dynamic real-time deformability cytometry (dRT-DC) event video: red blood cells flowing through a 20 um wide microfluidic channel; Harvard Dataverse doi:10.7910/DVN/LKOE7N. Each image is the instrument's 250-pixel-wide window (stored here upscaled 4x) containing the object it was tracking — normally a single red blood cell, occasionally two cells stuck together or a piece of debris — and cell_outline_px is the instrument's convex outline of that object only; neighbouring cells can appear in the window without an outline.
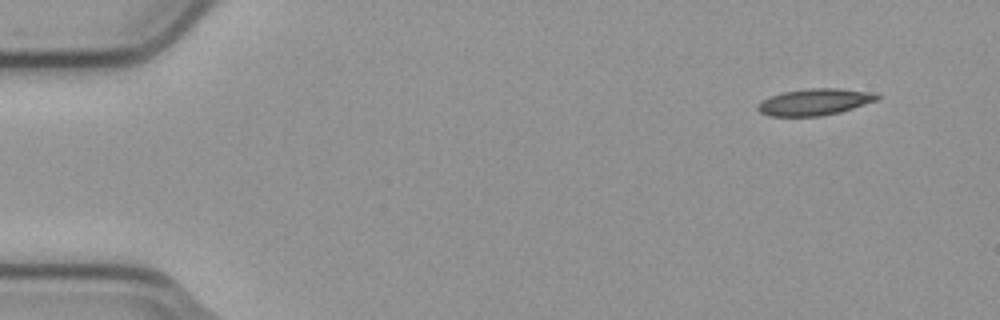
{"species": "common noctule bat (a hibernating species)", "species_latin": "Nyctalus noctula", "temperature_condition": "cold", "stored_images_in_passage": 4, "camera_frame_rate_fps": 3000, "um_per_image_px": 0.085, "animal": {"sex": "male", "body_mass_g": 23.1, "forearm_length_mm": 52.7}, "frame": {"image": 1, "passage_image": 1, "time_ms": 0.0, "image_size_px": [1000, 320], "cell_outline_px": [[880, 96], [876, 100], [840, 112], [820, 116], [768, 116], [760, 112], [756, 108], [764, 100], [772, 96], [784, 92], [808, 88], [840, 88], [876, 92]], "centroid_in_image_um": [69.28, 8.66], "position_along_channel_um": 15.7, "area_um2": 18.32}}
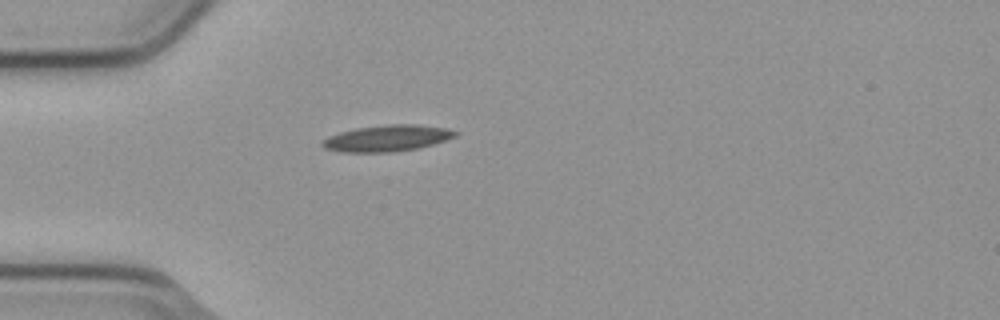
{"frame": {"image": 2, "passage_image": 4, "time_ms": 1.0, "image_size_px": [1000, 320], "cell_outline_px": [[460, 132], [456, 136], [432, 144], [416, 148], [388, 152], [344, 152], [324, 148], [320, 144], [328, 136], [340, 132], [356, 128], [388, 124], [416, 124], [444, 128]], "centroid_in_image_um": [32.88, 11.74], "position_along_channel_um": 52.1, "area_um2": 20.11}}